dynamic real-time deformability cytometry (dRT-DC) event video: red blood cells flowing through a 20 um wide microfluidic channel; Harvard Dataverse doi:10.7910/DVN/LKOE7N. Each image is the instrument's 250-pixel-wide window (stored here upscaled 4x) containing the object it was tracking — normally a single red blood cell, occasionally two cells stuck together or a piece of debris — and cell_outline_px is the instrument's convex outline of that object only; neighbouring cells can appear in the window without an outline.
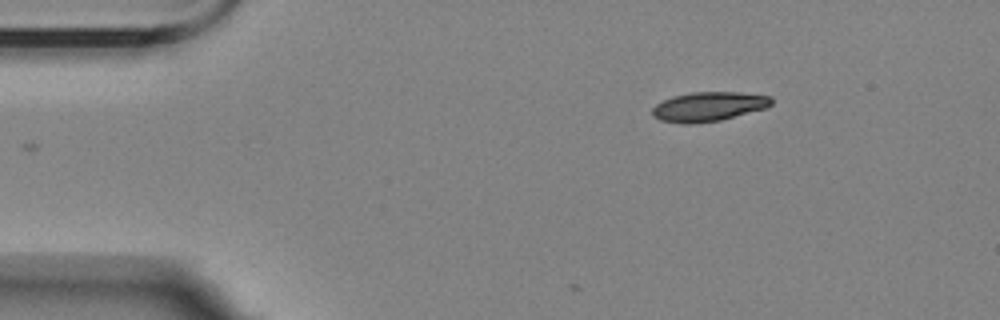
{"species": "Egyptian fruit bat (a non-hibernating species)", "species_latin": "Rousettus aegyptiacus", "temperature_condition": "room temperature", "stored_images_in_passage": 4, "camera_frame_rate_fps": 3000, "um_per_image_px": 0.085, "animal": {"sex": "female"}, "frame": {"image": 1, "passage_image": 4, "time_ms": 3.333, "image_size_px": [1000, 320], "cell_outline_px": [[772, 104], [764, 108], [720, 120], [696, 124], [684, 124], [660, 120], [652, 116], [652, 108], [656, 104], [672, 96], [692, 92], [740, 92], [772, 96]], "centroid_in_image_um": [60.2, 9.06], "position_along_channel_um": 24.8, "area_um2": 20.4}}